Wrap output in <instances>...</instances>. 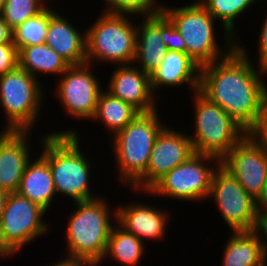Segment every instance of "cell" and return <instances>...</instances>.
<instances>
[{"label": "cell", "instance_id": "34", "mask_svg": "<svg viewBox=\"0 0 267 266\" xmlns=\"http://www.w3.org/2000/svg\"><path fill=\"white\" fill-rule=\"evenodd\" d=\"M251 232L257 237L267 254V210H256L254 227Z\"/></svg>", "mask_w": 267, "mask_h": 266}, {"label": "cell", "instance_id": "18", "mask_svg": "<svg viewBox=\"0 0 267 266\" xmlns=\"http://www.w3.org/2000/svg\"><path fill=\"white\" fill-rule=\"evenodd\" d=\"M50 2V21L45 43L69 65L86 63V29L76 27ZM56 7V8H54ZM62 14V16L60 15ZM83 32H82V31Z\"/></svg>", "mask_w": 267, "mask_h": 266}, {"label": "cell", "instance_id": "41", "mask_svg": "<svg viewBox=\"0 0 267 266\" xmlns=\"http://www.w3.org/2000/svg\"><path fill=\"white\" fill-rule=\"evenodd\" d=\"M265 74H266V78H267V67L265 68Z\"/></svg>", "mask_w": 267, "mask_h": 266}, {"label": "cell", "instance_id": "11", "mask_svg": "<svg viewBox=\"0 0 267 266\" xmlns=\"http://www.w3.org/2000/svg\"><path fill=\"white\" fill-rule=\"evenodd\" d=\"M93 64L70 65L56 81L54 96L67 116L90 121L96 111L98 97L104 89L94 73ZM93 70V71H92Z\"/></svg>", "mask_w": 267, "mask_h": 266}, {"label": "cell", "instance_id": "16", "mask_svg": "<svg viewBox=\"0 0 267 266\" xmlns=\"http://www.w3.org/2000/svg\"><path fill=\"white\" fill-rule=\"evenodd\" d=\"M130 202V203H129ZM116 206L117 223L147 244L149 241H161L167 235L170 221L169 210L153 206L147 201H129ZM166 233V234H165ZM147 241V242H146Z\"/></svg>", "mask_w": 267, "mask_h": 266}, {"label": "cell", "instance_id": "33", "mask_svg": "<svg viewBox=\"0 0 267 266\" xmlns=\"http://www.w3.org/2000/svg\"><path fill=\"white\" fill-rule=\"evenodd\" d=\"M265 17L263 18V22H262V26L260 29L259 34L258 35V39L257 40V48H256V52H257V56L258 57H254V61L257 58V62H255V64L257 66L266 68L267 67V13H265Z\"/></svg>", "mask_w": 267, "mask_h": 266}, {"label": "cell", "instance_id": "22", "mask_svg": "<svg viewBox=\"0 0 267 266\" xmlns=\"http://www.w3.org/2000/svg\"><path fill=\"white\" fill-rule=\"evenodd\" d=\"M230 233L223 247L221 266H267V254L251 231Z\"/></svg>", "mask_w": 267, "mask_h": 266}, {"label": "cell", "instance_id": "4", "mask_svg": "<svg viewBox=\"0 0 267 266\" xmlns=\"http://www.w3.org/2000/svg\"><path fill=\"white\" fill-rule=\"evenodd\" d=\"M159 111L139 113L108 143L111 144V154L115 156L113 168H116L117 182L127 190L145 174L155 138L167 124Z\"/></svg>", "mask_w": 267, "mask_h": 266}, {"label": "cell", "instance_id": "14", "mask_svg": "<svg viewBox=\"0 0 267 266\" xmlns=\"http://www.w3.org/2000/svg\"><path fill=\"white\" fill-rule=\"evenodd\" d=\"M243 189L257 199L267 181V147L247 134L221 160Z\"/></svg>", "mask_w": 267, "mask_h": 266}, {"label": "cell", "instance_id": "28", "mask_svg": "<svg viewBox=\"0 0 267 266\" xmlns=\"http://www.w3.org/2000/svg\"><path fill=\"white\" fill-rule=\"evenodd\" d=\"M49 0H6L0 16L14 30L28 18L40 13Z\"/></svg>", "mask_w": 267, "mask_h": 266}, {"label": "cell", "instance_id": "30", "mask_svg": "<svg viewBox=\"0 0 267 266\" xmlns=\"http://www.w3.org/2000/svg\"><path fill=\"white\" fill-rule=\"evenodd\" d=\"M160 31L167 50L186 53V43L182 35L162 12H160Z\"/></svg>", "mask_w": 267, "mask_h": 266}, {"label": "cell", "instance_id": "6", "mask_svg": "<svg viewBox=\"0 0 267 266\" xmlns=\"http://www.w3.org/2000/svg\"><path fill=\"white\" fill-rule=\"evenodd\" d=\"M136 19L134 15L102 11L86 28V63H94V66L98 63L99 67V63L132 64L136 50Z\"/></svg>", "mask_w": 267, "mask_h": 266}, {"label": "cell", "instance_id": "27", "mask_svg": "<svg viewBox=\"0 0 267 266\" xmlns=\"http://www.w3.org/2000/svg\"><path fill=\"white\" fill-rule=\"evenodd\" d=\"M50 21V5L28 18L13 30V43L19 51L23 47L45 43Z\"/></svg>", "mask_w": 267, "mask_h": 266}, {"label": "cell", "instance_id": "20", "mask_svg": "<svg viewBox=\"0 0 267 266\" xmlns=\"http://www.w3.org/2000/svg\"><path fill=\"white\" fill-rule=\"evenodd\" d=\"M167 51L160 31V13L137 16L136 50L132 64L151 74L163 62Z\"/></svg>", "mask_w": 267, "mask_h": 266}, {"label": "cell", "instance_id": "1", "mask_svg": "<svg viewBox=\"0 0 267 266\" xmlns=\"http://www.w3.org/2000/svg\"><path fill=\"white\" fill-rule=\"evenodd\" d=\"M243 43L238 38L227 57L200 68L198 91L249 133L258 122L267 80L265 68L254 65Z\"/></svg>", "mask_w": 267, "mask_h": 266}, {"label": "cell", "instance_id": "39", "mask_svg": "<svg viewBox=\"0 0 267 266\" xmlns=\"http://www.w3.org/2000/svg\"><path fill=\"white\" fill-rule=\"evenodd\" d=\"M10 132L7 128H0V141Z\"/></svg>", "mask_w": 267, "mask_h": 266}, {"label": "cell", "instance_id": "31", "mask_svg": "<svg viewBox=\"0 0 267 266\" xmlns=\"http://www.w3.org/2000/svg\"><path fill=\"white\" fill-rule=\"evenodd\" d=\"M19 66L18 50L13 42L0 44V76Z\"/></svg>", "mask_w": 267, "mask_h": 266}, {"label": "cell", "instance_id": "26", "mask_svg": "<svg viewBox=\"0 0 267 266\" xmlns=\"http://www.w3.org/2000/svg\"><path fill=\"white\" fill-rule=\"evenodd\" d=\"M199 3L209 12V14L219 23L223 31L224 38H234L237 40L236 20L240 16L246 15L252 7L266 0H198ZM248 10V11H247Z\"/></svg>", "mask_w": 267, "mask_h": 266}, {"label": "cell", "instance_id": "24", "mask_svg": "<svg viewBox=\"0 0 267 266\" xmlns=\"http://www.w3.org/2000/svg\"><path fill=\"white\" fill-rule=\"evenodd\" d=\"M140 112L131 104L114 97L105 89L98 97L97 107L90 122H99L108 131L110 139L124 129Z\"/></svg>", "mask_w": 267, "mask_h": 266}, {"label": "cell", "instance_id": "3", "mask_svg": "<svg viewBox=\"0 0 267 266\" xmlns=\"http://www.w3.org/2000/svg\"><path fill=\"white\" fill-rule=\"evenodd\" d=\"M106 196L75 202L67 216L64 238L66 256L102 265L111 230L117 223V208H110ZM113 211V212H112Z\"/></svg>", "mask_w": 267, "mask_h": 266}, {"label": "cell", "instance_id": "2", "mask_svg": "<svg viewBox=\"0 0 267 266\" xmlns=\"http://www.w3.org/2000/svg\"><path fill=\"white\" fill-rule=\"evenodd\" d=\"M56 130L52 129L50 133L38 135L41 137L36 142L40 144L38 146V150L41 148L40 155L51 169L57 197L61 199L62 196H66L65 198L71 200L72 204L99 197L100 194L92 192L94 190L91 187L95 165L92 164L90 155L87 156L88 154L81 148L83 147L81 141L84 139L78 129L70 127Z\"/></svg>", "mask_w": 267, "mask_h": 266}, {"label": "cell", "instance_id": "17", "mask_svg": "<svg viewBox=\"0 0 267 266\" xmlns=\"http://www.w3.org/2000/svg\"><path fill=\"white\" fill-rule=\"evenodd\" d=\"M32 132L10 131L0 141V189L7 193L18 191L23 172L33 157Z\"/></svg>", "mask_w": 267, "mask_h": 266}, {"label": "cell", "instance_id": "9", "mask_svg": "<svg viewBox=\"0 0 267 266\" xmlns=\"http://www.w3.org/2000/svg\"><path fill=\"white\" fill-rule=\"evenodd\" d=\"M45 215L46 210L18 192L8 193L0 219V258L9 259L35 239L49 234L52 224Z\"/></svg>", "mask_w": 267, "mask_h": 266}, {"label": "cell", "instance_id": "25", "mask_svg": "<svg viewBox=\"0 0 267 266\" xmlns=\"http://www.w3.org/2000/svg\"><path fill=\"white\" fill-rule=\"evenodd\" d=\"M145 246V242L116 223L111 230L103 261L112 258V261L116 260L123 266H139L146 254Z\"/></svg>", "mask_w": 267, "mask_h": 266}, {"label": "cell", "instance_id": "10", "mask_svg": "<svg viewBox=\"0 0 267 266\" xmlns=\"http://www.w3.org/2000/svg\"><path fill=\"white\" fill-rule=\"evenodd\" d=\"M220 160L203 154H193L186 162L178 165L163 176L149 191H131L135 194L166 197L179 201L205 202L210 193L211 180ZM143 193V194H141Z\"/></svg>", "mask_w": 267, "mask_h": 266}, {"label": "cell", "instance_id": "13", "mask_svg": "<svg viewBox=\"0 0 267 266\" xmlns=\"http://www.w3.org/2000/svg\"><path fill=\"white\" fill-rule=\"evenodd\" d=\"M165 125L156 136L145 174L130 188L149 191L163 176L195 154L188 133ZM185 132V133H184Z\"/></svg>", "mask_w": 267, "mask_h": 266}, {"label": "cell", "instance_id": "21", "mask_svg": "<svg viewBox=\"0 0 267 266\" xmlns=\"http://www.w3.org/2000/svg\"><path fill=\"white\" fill-rule=\"evenodd\" d=\"M35 154L36 158L32 157L23 172L17 192L48 212L58 198L49 164L40 154Z\"/></svg>", "mask_w": 267, "mask_h": 266}, {"label": "cell", "instance_id": "7", "mask_svg": "<svg viewBox=\"0 0 267 266\" xmlns=\"http://www.w3.org/2000/svg\"><path fill=\"white\" fill-rule=\"evenodd\" d=\"M193 95V97H192ZM193 98L194 128L191 139L194 152L221 160L248 133L218 104L209 101L198 90Z\"/></svg>", "mask_w": 267, "mask_h": 266}, {"label": "cell", "instance_id": "15", "mask_svg": "<svg viewBox=\"0 0 267 266\" xmlns=\"http://www.w3.org/2000/svg\"><path fill=\"white\" fill-rule=\"evenodd\" d=\"M113 67L116 68L110 73L109 82L104 87L107 92L131 104L140 113L157 110L158 98L151 89L150 74L133 64Z\"/></svg>", "mask_w": 267, "mask_h": 266}, {"label": "cell", "instance_id": "38", "mask_svg": "<svg viewBox=\"0 0 267 266\" xmlns=\"http://www.w3.org/2000/svg\"><path fill=\"white\" fill-rule=\"evenodd\" d=\"M8 193L2 189H0V219H1V215L4 209V205H5V201L7 198Z\"/></svg>", "mask_w": 267, "mask_h": 266}, {"label": "cell", "instance_id": "19", "mask_svg": "<svg viewBox=\"0 0 267 266\" xmlns=\"http://www.w3.org/2000/svg\"><path fill=\"white\" fill-rule=\"evenodd\" d=\"M200 68L186 53L168 50L163 62L150 74L151 89L154 95L159 97V94H161L159 92L162 89L165 90V87L170 89L188 86V89L191 88L189 94L197 91L199 88Z\"/></svg>", "mask_w": 267, "mask_h": 266}, {"label": "cell", "instance_id": "29", "mask_svg": "<svg viewBox=\"0 0 267 266\" xmlns=\"http://www.w3.org/2000/svg\"><path fill=\"white\" fill-rule=\"evenodd\" d=\"M103 2V0H102ZM107 13L129 14L134 16H151L162 11L163 1L160 0H104Z\"/></svg>", "mask_w": 267, "mask_h": 266}, {"label": "cell", "instance_id": "8", "mask_svg": "<svg viewBox=\"0 0 267 266\" xmlns=\"http://www.w3.org/2000/svg\"><path fill=\"white\" fill-rule=\"evenodd\" d=\"M43 83L19 66L0 76V107L5 114V128L10 131L35 130V123L41 121L43 100L48 92L44 91L43 85L46 84Z\"/></svg>", "mask_w": 267, "mask_h": 266}, {"label": "cell", "instance_id": "32", "mask_svg": "<svg viewBox=\"0 0 267 266\" xmlns=\"http://www.w3.org/2000/svg\"><path fill=\"white\" fill-rule=\"evenodd\" d=\"M256 142L267 147V95L256 126L248 133Z\"/></svg>", "mask_w": 267, "mask_h": 266}, {"label": "cell", "instance_id": "36", "mask_svg": "<svg viewBox=\"0 0 267 266\" xmlns=\"http://www.w3.org/2000/svg\"><path fill=\"white\" fill-rule=\"evenodd\" d=\"M13 42V30L0 16V44Z\"/></svg>", "mask_w": 267, "mask_h": 266}, {"label": "cell", "instance_id": "5", "mask_svg": "<svg viewBox=\"0 0 267 266\" xmlns=\"http://www.w3.org/2000/svg\"><path fill=\"white\" fill-rule=\"evenodd\" d=\"M168 5L164 2L161 12L180 32L186 43V54L200 67L227 57L236 48L234 38H225L223 46L218 44L216 24L219 22L198 0L188 2L185 6Z\"/></svg>", "mask_w": 267, "mask_h": 266}, {"label": "cell", "instance_id": "40", "mask_svg": "<svg viewBox=\"0 0 267 266\" xmlns=\"http://www.w3.org/2000/svg\"><path fill=\"white\" fill-rule=\"evenodd\" d=\"M5 1H6V0H0V11H1V9L3 8Z\"/></svg>", "mask_w": 267, "mask_h": 266}, {"label": "cell", "instance_id": "35", "mask_svg": "<svg viewBox=\"0 0 267 266\" xmlns=\"http://www.w3.org/2000/svg\"><path fill=\"white\" fill-rule=\"evenodd\" d=\"M47 266V265H46ZM48 266H98L90 261L70 259L67 257L59 258L55 263Z\"/></svg>", "mask_w": 267, "mask_h": 266}, {"label": "cell", "instance_id": "37", "mask_svg": "<svg viewBox=\"0 0 267 266\" xmlns=\"http://www.w3.org/2000/svg\"><path fill=\"white\" fill-rule=\"evenodd\" d=\"M256 210H267V181L263 185L260 195L255 200Z\"/></svg>", "mask_w": 267, "mask_h": 266}, {"label": "cell", "instance_id": "12", "mask_svg": "<svg viewBox=\"0 0 267 266\" xmlns=\"http://www.w3.org/2000/svg\"><path fill=\"white\" fill-rule=\"evenodd\" d=\"M213 199L217 211L231 232L252 231L256 216L255 199L221 164L215 169L208 199Z\"/></svg>", "mask_w": 267, "mask_h": 266}, {"label": "cell", "instance_id": "23", "mask_svg": "<svg viewBox=\"0 0 267 266\" xmlns=\"http://www.w3.org/2000/svg\"><path fill=\"white\" fill-rule=\"evenodd\" d=\"M19 67L41 81L42 75L58 78L70 66L46 43L23 47L18 51Z\"/></svg>", "mask_w": 267, "mask_h": 266}]
</instances>
